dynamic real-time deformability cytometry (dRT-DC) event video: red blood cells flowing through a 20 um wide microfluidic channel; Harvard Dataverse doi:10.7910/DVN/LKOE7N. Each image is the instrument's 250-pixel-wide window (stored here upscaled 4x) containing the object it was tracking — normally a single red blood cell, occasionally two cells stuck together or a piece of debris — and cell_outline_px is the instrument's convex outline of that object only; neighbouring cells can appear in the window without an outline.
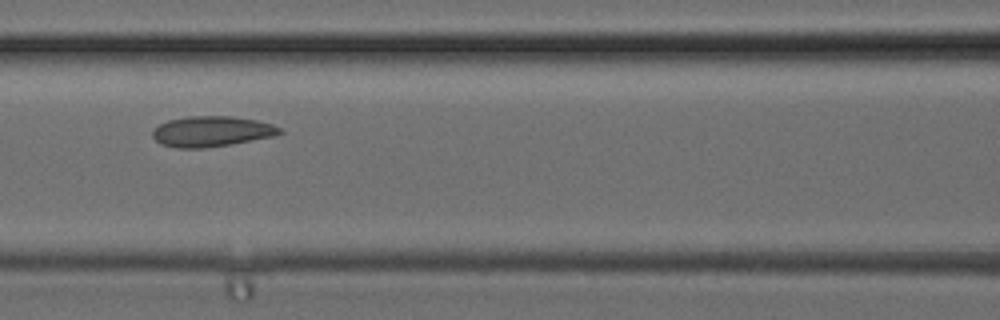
{"species": "common noctule bat (a hibernating species)", "species_latin": "Nyctalus noctula", "temperature_condition": "cold", "stored_images_in_passage": 5, "camera_frame_rate_fps": 3000, "um_per_image_px": 0.085, "animal": {"sex": "female", "body_mass_g": 24.6, "forearm_length_mm": 56.2}, "frame": {"image": 1, "passage_image": 5, "time_ms": 1.333, "image_size_px": [1000, 320], "cell_outline_px": [[284, 132], [272, 136], [232, 144], [204, 148], [176, 148], [160, 144], [152, 136], [152, 132], [160, 124], [168, 120], [188, 116], [232, 116], [256, 120], [272, 124], [280, 128]], "centroid_in_image_um": [17.97, 11.17], "position_along_channel_um": 148.6, "area_um2": 22.54}}